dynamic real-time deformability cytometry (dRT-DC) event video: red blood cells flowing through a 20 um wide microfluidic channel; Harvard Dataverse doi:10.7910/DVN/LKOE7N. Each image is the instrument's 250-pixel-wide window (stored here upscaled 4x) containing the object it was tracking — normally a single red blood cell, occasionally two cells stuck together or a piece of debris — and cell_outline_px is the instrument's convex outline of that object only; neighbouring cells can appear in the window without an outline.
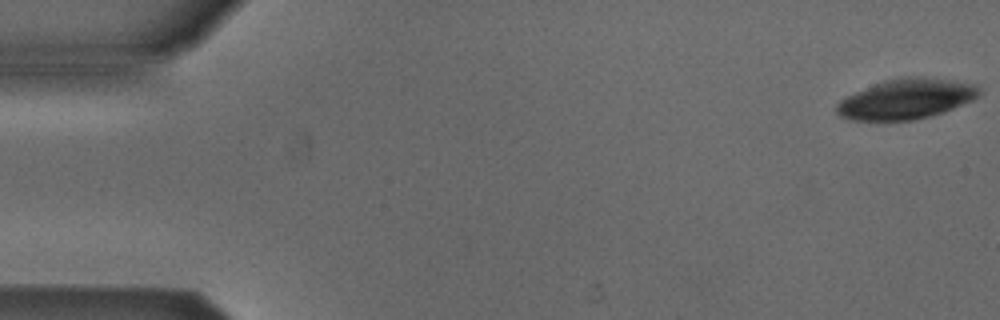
{"species": "Egyptian fruit bat (a non-hibernating species)", "species_latin": "Rousettus aegyptiacus", "temperature_condition": "cold", "stored_images_in_passage": 14, "camera_frame_rate_fps": 3000, "um_per_image_px": 0.085, "animal": {"sex": "male"}, "frame": {"image": 1, "passage_image": 1, "time_ms": 0.0, "image_size_px": [1000, 320], "cell_outline_px": [[980, 92], [972, 100], [944, 112], [912, 120], [852, 120], [840, 116], [836, 112], [836, 104], [844, 96], [884, 80], [900, 76], [916, 76], [952, 80], [976, 84], [980, 88]], "centroid_in_image_um": [77.0, 8.4], "position_along_channel_um": 8.0, "area_um2": 33.35}}
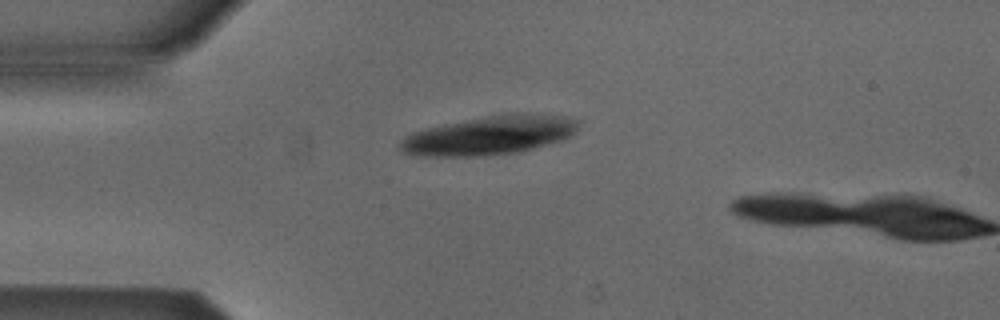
{"frame": {"image": 2, "passage_image": 13, "time_ms": 4.0, "image_size_px": [1000, 320], "cell_outline_px": [[580, 120], [576, 132], [572, 136], [560, 140], [520, 152], [484, 156], [424, 156], [400, 152], [396, 148], [400, 140], [404, 136], [412, 132], [424, 128], [444, 124], [488, 116], [512, 112], [568, 116]], "centroid_in_image_um": [41.59, 11.5], "position_along_channel_um": 43.4, "area_um2": 40.75}}